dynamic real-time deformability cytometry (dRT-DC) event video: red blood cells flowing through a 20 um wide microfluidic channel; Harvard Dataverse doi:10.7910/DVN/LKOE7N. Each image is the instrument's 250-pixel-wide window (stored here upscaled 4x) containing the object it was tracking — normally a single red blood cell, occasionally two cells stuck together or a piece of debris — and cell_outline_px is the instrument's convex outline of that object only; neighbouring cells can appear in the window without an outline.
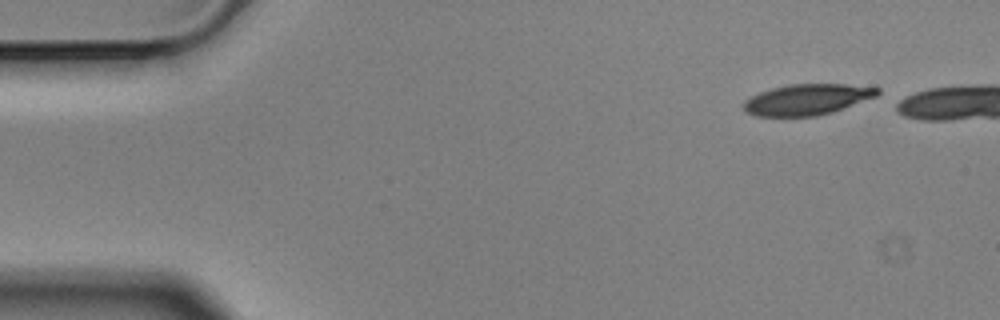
{"species": "Egyptian fruit bat (a non-hibernating species)", "species_latin": "Rousettus aegyptiacus", "temperature_condition": "cold", "stored_images_in_passage": 5, "camera_frame_rate_fps": 3000, "um_per_image_px": 0.085, "animal": {"sex": "male"}, "frame": {"image": 1, "passage_image": 1, "time_ms": 0.0, "image_size_px": [1000, 320], "cell_outline_px": [[880, 92], [876, 96], [832, 112], [816, 116], [756, 116], [748, 112], [744, 108], [744, 100], [760, 92], [772, 88], [788, 84], [844, 84], [880, 88]], "centroid_in_image_um": [68.6, 8.45], "position_along_channel_um": 16.4, "area_um2": 23.81}}